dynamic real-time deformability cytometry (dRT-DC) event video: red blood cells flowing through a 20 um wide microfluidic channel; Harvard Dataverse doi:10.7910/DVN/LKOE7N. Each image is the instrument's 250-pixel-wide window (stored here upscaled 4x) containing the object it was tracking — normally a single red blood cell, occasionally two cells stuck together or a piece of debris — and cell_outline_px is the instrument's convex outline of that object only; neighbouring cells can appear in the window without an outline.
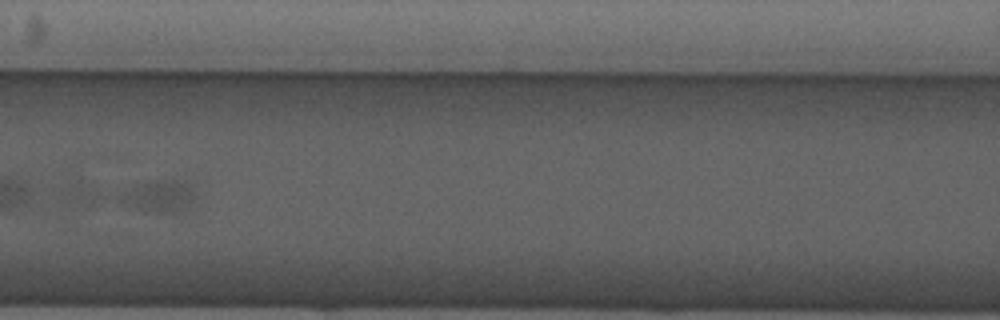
{"species": "common noctule bat (a hibernating species)", "species_latin": "Nyctalus noctula", "temperature_condition": "cold", "stored_images_in_passage": 11, "camera_frame_rate_fps": 3000, "um_per_image_px": 0.085, "animal": {"sex": "male", "forearm_length_mm": 52.5}, "frame": {"image": 1, "passage_image": 4, "time_ms": 3.667, "image_size_px": [1000, 320], "cell_outline_px": [[196, 196], [188, 208], [180, 212], [144, 212], [124, 204], [112, 196], [136, 184], [152, 180], [184, 180], [188, 184]], "centroid_in_image_um": [13.44, 16.68], "position_along_channel_um": 153.2, "area_um2": 14.51}}
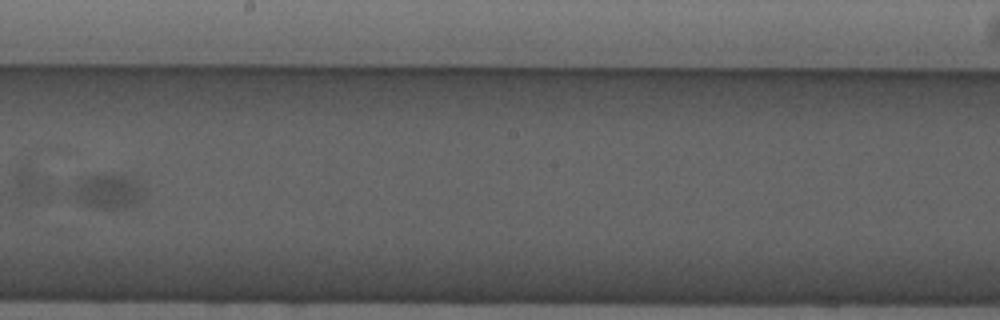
{"frame": {"image": 2, "passage_image": 6, "time_ms": 6.0, "image_size_px": [1000, 320], "cell_outline_px": [[144, 192], [140, 204], [124, 208], [96, 208], [80, 204], [68, 192], [76, 180], [84, 176], [124, 176], [136, 180]], "centroid_in_image_um": [9.1, 16.31], "position_along_channel_um": 239.1, "area_um2": 14.51}}
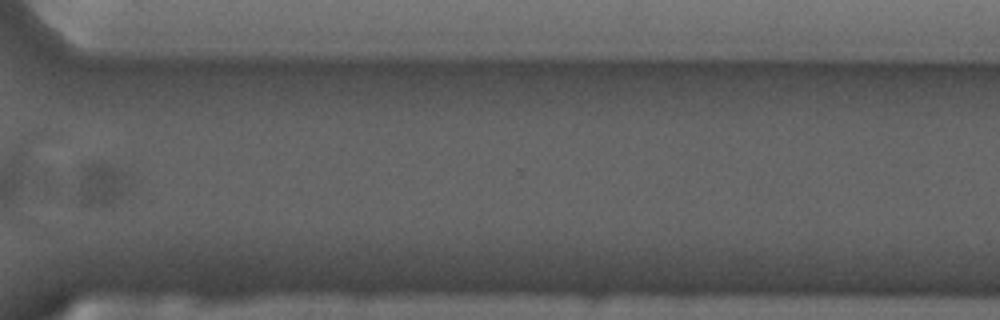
{"frame": {"image": 3, "passage_image": 9, "time_ms": 9.333, "image_size_px": [1000, 320], "cell_outline_px": [[128, 188], [116, 200], [108, 204], [80, 204], [80, 172], [84, 164], [100, 160], [112, 164], [128, 172]], "centroid_in_image_um": [8.67, 15.55], "position_along_channel_um": 361.9, "area_um2": 12.72}}